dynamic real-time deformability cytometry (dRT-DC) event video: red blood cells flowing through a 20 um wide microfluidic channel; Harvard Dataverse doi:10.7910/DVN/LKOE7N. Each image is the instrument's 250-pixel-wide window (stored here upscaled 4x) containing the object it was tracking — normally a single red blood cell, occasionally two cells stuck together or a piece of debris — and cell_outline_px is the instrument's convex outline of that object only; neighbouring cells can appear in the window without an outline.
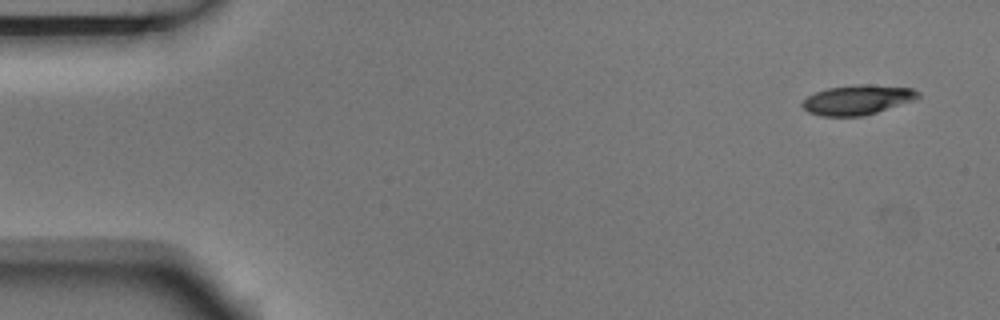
{"species": "Egyptian fruit bat (a non-hibernating species)", "species_latin": "Rousettus aegyptiacus", "temperature_condition": "room temperature", "stored_images_in_passage": 5, "camera_frame_rate_fps": 3000, "um_per_image_px": 0.085, "animal": {"sex": "male"}, "frame": {"image": 1, "passage_image": 1, "time_ms": 0.0, "image_size_px": [1000, 320], "cell_outline_px": [[920, 96], [916, 100], [864, 116], [820, 116], [808, 112], [800, 104], [808, 96], [816, 92], [828, 88], [856, 84], [864, 84], [912, 88], [920, 92]], "centroid_in_image_um": [72.9, 8.49], "position_along_channel_um": 12.1, "area_um2": 20.11}}
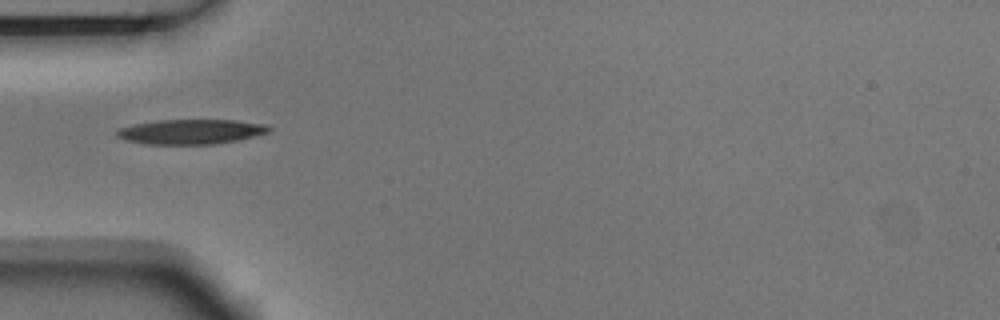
{"frame": {"image": 2, "passage_image": 5, "time_ms": 1.333, "image_size_px": [1000, 320], "cell_outline_px": [[272, 132], [236, 140], [212, 144], [148, 144], [124, 140], [116, 136], [116, 128], [132, 124], [156, 120], [236, 120], [264, 124], [272, 128]], "centroid_in_image_um": [16.19, 11.18], "position_along_channel_um": 68.8, "area_um2": 22.14}}